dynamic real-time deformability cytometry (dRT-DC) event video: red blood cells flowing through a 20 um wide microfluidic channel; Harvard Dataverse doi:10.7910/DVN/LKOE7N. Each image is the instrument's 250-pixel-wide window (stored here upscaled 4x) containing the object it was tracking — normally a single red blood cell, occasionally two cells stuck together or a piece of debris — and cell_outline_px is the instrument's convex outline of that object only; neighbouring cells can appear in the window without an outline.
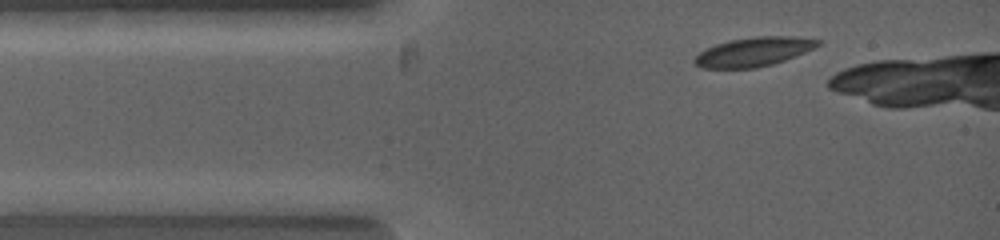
{"species": "common noctule bat (a hibernating species)", "species_latin": "Nyctalus noctula", "temperature_condition": "warm", "stored_images_in_passage": 3, "camera_frame_rate_fps": 5000, "um_per_image_px": 0.085, "animal": {"sex": "female", "body_mass_g": 19.0, "forearm_length_mm": 53.3}, "frame": {"image": 1, "passage_image": 1, "time_ms": 0.0, "image_size_px": [1000, 240], "cell_outline_px": [[820, 44], [804, 52], [784, 60], [772, 64], [756, 68], [704, 68], [696, 64], [692, 60], [700, 52], [716, 44], [732, 40], [760, 36], [788, 36], [820, 40]], "centroid_in_image_um": [64.04, 4.41], "position_along_channel_um": 21.0, "area_um2": 20.4}}